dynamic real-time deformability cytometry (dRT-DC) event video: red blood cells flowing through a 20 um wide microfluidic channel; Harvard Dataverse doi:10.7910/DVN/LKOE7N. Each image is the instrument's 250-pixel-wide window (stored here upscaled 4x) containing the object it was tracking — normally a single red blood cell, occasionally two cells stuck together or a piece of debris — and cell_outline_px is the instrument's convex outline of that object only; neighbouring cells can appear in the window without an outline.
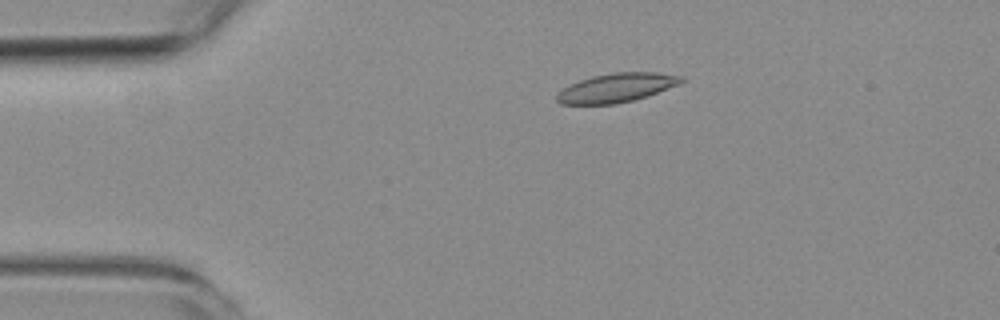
{"species": "common noctule bat (a hibernating species)", "species_latin": "Nyctalus noctula", "temperature_condition": "room temperature", "stored_images_in_passage": 9, "camera_frame_rate_fps": 3000, "um_per_image_px": 0.085, "animal": {"sex": "female", "body_mass_g": 19.3, "forearm_length_mm": 54.1}, "frame": {"image": 1, "passage_image": 3, "time_ms": 2.667, "image_size_px": [1000, 320], "cell_outline_px": [[684, 80], [680, 84], [648, 96], [616, 104], [560, 104], [556, 100], [556, 96], [564, 88], [580, 80], [592, 76], [612, 72], [656, 72], [684, 76]], "centroid_in_image_um": [52.45, 7.45], "position_along_channel_um": 32.6, "area_um2": 20.98}}
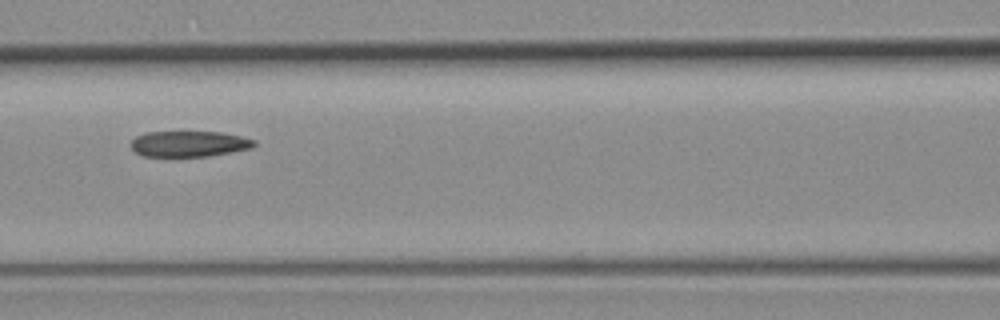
{"frame": {"image": 2, "passage_image": 7, "time_ms": 7.0, "image_size_px": [1000, 320], "cell_outline_px": [[256, 144], [252, 148], [232, 152], [208, 156], [140, 156], [132, 148], [132, 140], [136, 136], [144, 132], [220, 132], [240, 136], [256, 140]], "centroid_in_image_um": [16.08, 12.22], "position_along_channel_um": 150.5, "area_um2": 18.5}}
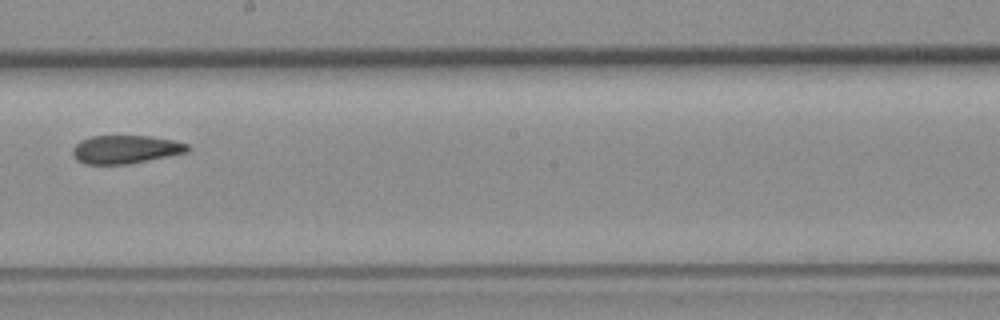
{"frame": {"image": 3, "passage_image": 9, "time_ms": 9.333, "image_size_px": [1000, 320], "cell_outline_px": [[192, 148], [188, 152], [128, 164], [84, 164], [76, 160], [72, 152], [72, 148], [80, 140], [92, 136], [152, 136], [172, 140], [188, 144]], "centroid_in_image_um": [10.67, 12.7], "position_along_channel_um": 237.5, "area_um2": 19.02}}